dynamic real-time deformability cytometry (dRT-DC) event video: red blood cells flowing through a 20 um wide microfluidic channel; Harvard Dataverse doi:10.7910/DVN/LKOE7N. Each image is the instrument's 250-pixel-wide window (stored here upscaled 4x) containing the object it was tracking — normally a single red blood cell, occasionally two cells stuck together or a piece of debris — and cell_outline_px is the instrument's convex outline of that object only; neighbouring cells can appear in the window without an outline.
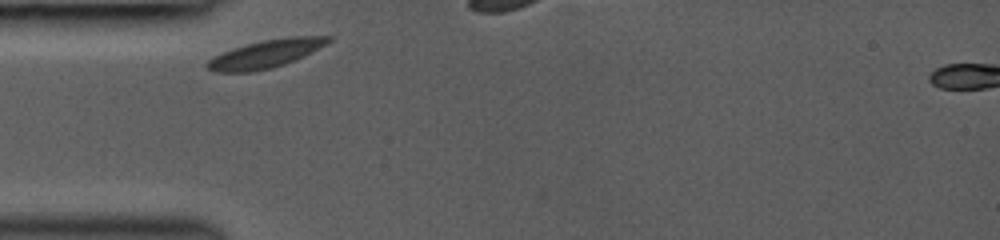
{"species": "common noctule bat (a hibernating species)", "species_latin": "Nyctalus noctula", "temperature_condition": "room temperature", "stored_images_in_passage": 17, "camera_frame_rate_fps": 3000, "um_per_image_px": 0.085, "animal": {"sex": "female", "body_mass_g": 19.0, "forearm_length_mm": 53.3}, "frame": {"image": 1, "passage_image": 1, "time_ms": 0.0, "image_size_px": [1000, 240], "cell_outline_px": [[332, 40], [304, 56], [284, 64], [272, 68], [252, 72], [212, 72], [204, 64], [208, 60], [224, 52], [248, 44], [264, 40], [292, 36], [332, 36]], "centroid_in_image_um": [22.59, 4.59], "position_along_channel_um": 62.4, "area_um2": 19.42}}
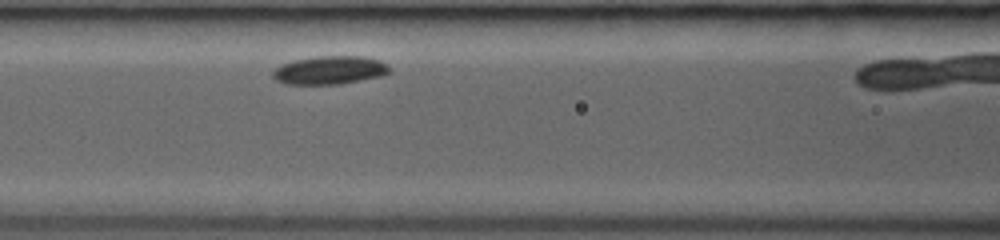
{"frame": {"image": 2, "passage_image": 7, "time_ms": 2.0, "image_size_px": [1000, 240], "cell_outline_px": [[392, 72], [384, 76], [340, 84], [284, 84], [276, 80], [272, 76], [272, 72], [280, 64], [292, 60], [316, 56], [364, 56], [380, 60], [388, 64]], "centroid_in_image_um": [28.06, 5.96], "position_along_channel_um": 138.5, "area_um2": 19.65}}
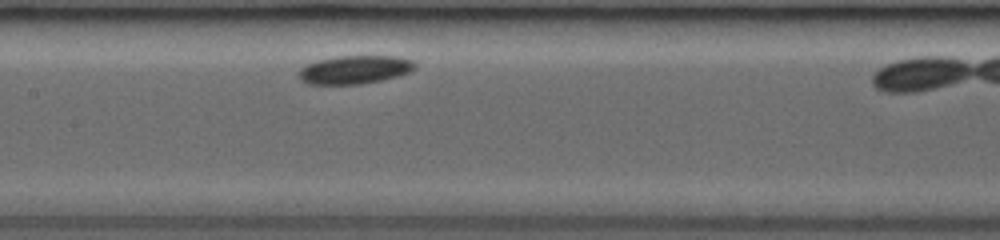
{"frame": {"image": 3, "passage_image": 10, "time_ms": 3.0, "image_size_px": [1000, 240], "cell_outline_px": [[416, 68], [412, 72], [380, 80], [360, 84], [308, 84], [300, 80], [300, 68], [316, 60], [336, 56], [396, 56], [412, 60], [416, 64]], "centroid_in_image_um": [30.17, 5.91], "position_along_channel_um": 177.2, "area_um2": 19.19}}